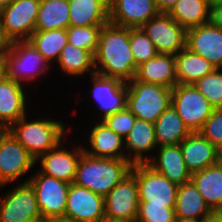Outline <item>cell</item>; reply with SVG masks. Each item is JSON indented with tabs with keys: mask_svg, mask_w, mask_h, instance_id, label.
<instances>
[{
	"mask_svg": "<svg viewBox=\"0 0 222 222\" xmlns=\"http://www.w3.org/2000/svg\"><path fill=\"white\" fill-rule=\"evenodd\" d=\"M97 74L129 82L135 78L137 67L130 48V28L111 23L102 26L94 55Z\"/></svg>",
	"mask_w": 222,
	"mask_h": 222,
	"instance_id": "cell-1",
	"label": "cell"
},
{
	"mask_svg": "<svg viewBox=\"0 0 222 222\" xmlns=\"http://www.w3.org/2000/svg\"><path fill=\"white\" fill-rule=\"evenodd\" d=\"M131 167L126 159L96 158L83 152L73 183L105 197L130 174Z\"/></svg>",
	"mask_w": 222,
	"mask_h": 222,
	"instance_id": "cell-2",
	"label": "cell"
},
{
	"mask_svg": "<svg viewBox=\"0 0 222 222\" xmlns=\"http://www.w3.org/2000/svg\"><path fill=\"white\" fill-rule=\"evenodd\" d=\"M26 116L15 122L8 131L37 160L63 141L65 125L61 121L48 118L28 122Z\"/></svg>",
	"mask_w": 222,
	"mask_h": 222,
	"instance_id": "cell-3",
	"label": "cell"
},
{
	"mask_svg": "<svg viewBox=\"0 0 222 222\" xmlns=\"http://www.w3.org/2000/svg\"><path fill=\"white\" fill-rule=\"evenodd\" d=\"M172 88L137 81L127 82L126 107L137 119L155 123L171 105Z\"/></svg>",
	"mask_w": 222,
	"mask_h": 222,
	"instance_id": "cell-4",
	"label": "cell"
},
{
	"mask_svg": "<svg viewBox=\"0 0 222 222\" xmlns=\"http://www.w3.org/2000/svg\"><path fill=\"white\" fill-rule=\"evenodd\" d=\"M4 58L7 77L22 85L25 81H33L51 68L29 40L11 42Z\"/></svg>",
	"mask_w": 222,
	"mask_h": 222,
	"instance_id": "cell-5",
	"label": "cell"
},
{
	"mask_svg": "<svg viewBox=\"0 0 222 222\" xmlns=\"http://www.w3.org/2000/svg\"><path fill=\"white\" fill-rule=\"evenodd\" d=\"M130 173L138 185L139 202L175 207L178 186L147 163L133 164Z\"/></svg>",
	"mask_w": 222,
	"mask_h": 222,
	"instance_id": "cell-6",
	"label": "cell"
},
{
	"mask_svg": "<svg viewBox=\"0 0 222 222\" xmlns=\"http://www.w3.org/2000/svg\"><path fill=\"white\" fill-rule=\"evenodd\" d=\"M171 105L190 132H199L214 109L193 84L174 86Z\"/></svg>",
	"mask_w": 222,
	"mask_h": 222,
	"instance_id": "cell-7",
	"label": "cell"
},
{
	"mask_svg": "<svg viewBox=\"0 0 222 222\" xmlns=\"http://www.w3.org/2000/svg\"><path fill=\"white\" fill-rule=\"evenodd\" d=\"M34 188L42 220L64 218L70 183L36 171L28 180Z\"/></svg>",
	"mask_w": 222,
	"mask_h": 222,
	"instance_id": "cell-8",
	"label": "cell"
},
{
	"mask_svg": "<svg viewBox=\"0 0 222 222\" xmlns=\"http://www.w3.org/2000/svg\"><path fill=\"white\" fill-rule=\"evenodd\" d=\"M40 0H15L0 9V25L11 41L28 40L35 31Z\"/></svg>",
	"mask_w": 222,
	"mask_h": 222,
	"instance_id": "cell-9",
	"label": "cell"
},
{
	"mask_svg": "<svg viewBox=\"0 0 222 222\" xmlns=\"http://www.w3.org/2000/svg\"><path fill=\"white\" fill-rule=\"evenodd\" d=\"M34 188L21 182L0 199V222H42Z\"/></svg>",
	"mask_w": 222,
	"mask_h": 222,
	"instance_id": "cell-10",
	"label": "cell"
},
{
	"mask_svg": "<svg viewBox=\"0 0 222 222\" xmlns=\"http://www.w3.org/2000/svg\"><path fill=\"white\" fill-rule=\"evenodd\" d=\"M141 29L154 43L158 54L176 55L186 47L187 30L168 13L160 12Z\"/></svg>",
	"mask_w": 222,
	"mask_h": 222,
	"instance_id": "cell-11",
	"label": "cell"
},
{
	"mask_svg": "<svg viewBox=\"0 0 222 222\" xmlns=\"http://www.w3.org/2000/svg\"><path fill=\"white\" fill-rule=\"evenodd\" d=\"M36 160L8 130H0V188L35 166Z\"/></svg>",
	"mask_w": 222,
	"mask_h": 222,
	"instance_id": "cell-12",
	"label": "cell"
},
{
	"mask_svg": "<svg viewBox=\"0 0 222 222\" xmlns=\"http://www.w3.org/2000/svg\"><path fill=\"white\" fill-rule=\"evenodd\" d=\"M105 219L136 221L139 192L135 177L130 173L105 197Z\"/></svg>",
	"mask_w": 222,
	"mask_h": 222,
	"instance_id": "cell-13",
	"label": "cell"
},
{
	"mask_svg": "<svg viewBox=\"0 0 222 222\" xmlns=\"http://www.w3.org/2000/svg\"><path fill=\"white\" fill-rule=\"evenodd\" d=\"M64 218L73 222H102L105 219L104 197L71 183Z\"/></svg>",
	"mask_w": 222,
	"mask_h": 222,
	"instance_id": "cell-14",
	"label": "cell"
},
{
	"mask_svg": "<svg viewBox=\"0 0 222 222\" xmlns=\"http://www.w3.org/2000/svg\"><path fill=\"white\" fill-rule=\"evenodd\" d=\"M159 13L155 0H109V23L119 27L141 28Z\"/></svg>",
	"mask_w": 222,
	"mask_h": 222,
	"instance_id": "cell-15",
	"label": "cell"
},
{
	"mask_svg": "<svg viewBox=\"0 0 222 222\" xmlns=\"http://www.w3.org/2000/svg\"><path fill=\"white\" fill-rule=\"evenodd\" d=\"M92 79V96L99 110H102L99 120L126 108L127 83L117 78L105 77L94 73Z\"/></svg>",
	"mask_w": 222,
	"mask_h": 222,
	"instance_id": "cell-16",
	"label": "cell"
},
{
	"mask_svg": "<svg viewBox=\"0 0 222 222\" xmlns=\"http://www.w3.org/2000/svg\"><path fill=\"white\" fill-rule=\"evenodd\" d=\"M64 144L61 142L56 148L41 155L36 163L40 162L41 173L71 184L74 182L77 164L84 151L82 147L66 150Z\"/></svg>",
	"mask_w": 222,
	"mask_h": 222,
	"instance_id": "cell-17",
	"label": "cell"
},
{
	"mask_svg": "<svg viewBox=\"0 0 222 222\" xmlns=\"http://www.w3.org/2000/svg\"><path fill=\"white\" fill-rule=\"evenodd\" d=\"M186 47L222 68V30L210 22L187 30Z\"/></svg>",
	"mask_w": 222,
	"mask_h": 222,
	"instance_id": "cell-18",
	"label": "cell"
},
{
	"mask_svg": "<svg viewBox=\"0 0 222 222\" xmlns=\"http://www.w3.org/2000/svg\"><path fill=\"white\" fill-rule=\"evenodd\" d=\"M181 152L192 175L220 161V150L199 132H191L181 143Z\"/></svg>",
	"mask_w": 222,
	"mask_h": 222,
	"instance_id": "cell-19",
	"label": "cell"
},
{
	"mask_svg": "<svg viewBox=\"0 0 222 222\" xmlns=\"http://www.w3.org/2000/svg\"><path fill=\"white\" fill-rule=\"evenodd\" d=\"M24 87L8 77L0 82V130H8L26 115Z\"/></svg>",
	"mask_w": 222,
	"mask_h": 222,
	"instance_id": "cell-20",
	"label": "cell"
},
{
	"mask_svg": "<svg viewBox=\"0 0 222 222\" xmlns=\"http://www.w3.org/2000/svg\"><path fill=\"white\" fill-rule=\"evenodd\" d=\"M126 160L132 165L147 163L151 158L146 156V152L158 148L155 136L154 123L136 119L133 127L124 139ZM145 156H144V154Z\"/></svg>",
	"mask_w": 222,
	"mask_h": 222,
	"instance_id": "cell-21",
	"label": "cell"
},
{
	"mask_svg": "<svg viewBox=\"0 0 222 222\" xmlns=\"http://www.w3.org/2000/svg\"><path fill=\"white\" fill-rule=\"evenodd\" d=\"M88 137L91 148L89 150L83 147V151L88 155L96 158L126 159L124 139L102 120L95 123Z\"/></svg>",
	"mask_w": 222,
	"mask_h": 222,
	"instance_id": "cell-22",
	"label": "cell"
},
{
	"mask_svg": "<svg viewBox=\"0 0 222 222\" xmlns=\"http://www.w3.org/2000/svg\"><path fill=\"white\" fill-rule=\"evenodd\" d=\"M158 149V155L147 162L150 167L177 185L191 180V174L184 163L180 144L161 146Z\"/></svg>",
	"mask_w": 222,
	"mask_h": 222,
	"instance_id": "cell-23",
	"label": "cell"
},
{
	"mask_svg": "<svg viewBox=\"0 0 222 222\" xmlns=\"http://www.w3.org/2000/svg\"><path fill=\"white\" fill-rule=\"evenodd\" d=\"M135 79L173 88L177 85L174 55L157 54L153 59L137 67Z\"/></svg>",
	"mask_w": 222,
	"mask_h": 222,
	"instance_id": "cell-24",
	"label": "cell"
},
{
	"mask_svg": "<svg viewBox=\"0 0 222 222\" xmlns=\"http://www.w3.org/2000/svg\"><path fill=\"white\" fill-rule=\"evenodd\" d=\"M69 26H104L109 23V0H68Z\"/></svg>",
	"mask_w": 222,
	"mask_h": 222,
	"instance_id": "cell-25",
	"label": "cell"
},
{
	"mask_svg": "<svg viewBox=\"0 0 222 222\" xmlns=\"http://www.w3.org/2000/svg\"><path fill=\"white\" fill-rule=\"evenodd\" d=\"M198 192L213 212H222V161L191 175Z\"/></svg>",
	"mask_w": 222,
	"mask_h": 222,
	"instance_id": "cell-26",
	"label": "cell"
},
{
	"mask_svg": "<svg viewBox=\"0 0 222 222\" xmlns=\"http://www.w3.org/2000/svg\"><path fill=\"white\" fill-rule=\"evenodd\" d=\"M177 84H194L216 68L204 57L187 47L175 56Z\"/></svg>",
	"mask_w": 222,
	"mask_h": 222,
	"instance_id": "cell-27",
	"label": "cell"
},
{
	"mask_svg": "<svg viewBox=\"0 0 222 222\" xmlns=\"http://www.w3.org/2000/svg\"><path fill=\"white\" fill-rule=\"evenodd\" d=\"M213 213L192 180L178 186L175 206L176 218L204 219Z\"/></svg>",
	"mask_w": 222,
	"mask_h": 222,
	"instance_id": "cell-28",
	"label": "cell"
},
{
	"mask_svg": "<svg viewBox=\"0 0 222 222\" xmlns=\"http://www.w3.org/2000/svg\"><path fill=\"white\" fill-rule=\"evenodd\" d=\"M157 147L179 145L191 132L170 105L154 123Z\"/></svg>",
	"mask_w": 222,
	"mask_h": 222,
	"instance_id": "cell-29",
	"label": "cell"
},
{
	"mask_svg": "<svg viewBox=\"0 0 222 222\" xmlns=\"http://www.w3.org/2000/svg\"><path fill=\"white\" fill-rule=\"evenodd\" d=\"M69 19L68 0H40L35 30L67 29Z\"/></svg>",
	"mask_w": 222,
	"mask_h": 222,
	"instance_id": "cell-30",
	"label": "cell"
},
{
	"mask_svg": "<svg viewBox=\"0 0 222 222\" xmlns=\"http://www.w3.org/2000/svg\"><path fill=\"white\" fill-rule=\"evenodd\" d=\"M167 13L188 30L209 22L210 7L207 0H179Z\"/></svg>",
	"mask_w": 222,
	"mask_h": 222,
	"instance_id": "cell-31",
	"label": "cell"
},
{
	"mask_svg": "<svg viewBox=\"0 0 222 222\" xmlns=\"http://www.w3.org/2000/svg\"><path fill=\"white\" fill-rule=\"evenodd\" d=\"M61 71L69 76H83L96 73L94 65V55L84 49L77 48L67 42L62 49L60 57L56 62Z\"/></svg>",
	"mask_w": 222,
	"mask_h": 222,
	"instance_id": "cell-32",
	"label": "cell"
},
{
	"mask_svg": "<svg viewBox=\"0 0 222 222\" xmlns=\"http://www.w3.org/2000/svg\"><path fill=\"white\" fill-rule=\"evenodd\" d=\"M28 40L50 64L58 61L62 49L67 44V30H35Z\"/></svg>",
	"mask_w": 222,
	"mask_h": 222,
	"instance_id": "cell-33",
	"label": "cell"
},
{
	"mask_svg": "<svg viewBox=\"0 0 222 222\" xmlns=\"http://www.w3.org/2000/svg\"><path fill=\"white\" fill-rule=\"evenodd\" d=\"M101 29L102 26H69L66 29L68 43L95 55Z\"/></svg>",
	"mask_w": 222,
	"mask_h": 222,
	"instance_id": "cell-34",
	"label": "cell"
},
{
	"mask_svg": "<svg viewBox=\"0 0 222 222\" xmlns=\"http://www.w3.org/2000/svg\"><path fill=\"white\" fill-rule=\"evenodd\" d=\"M193 85L206 97L214 109L222 107V68L215 69Z\"/></svg>",
	"mask_w": 222,
	"mask_h": 222,
	"instance_id": "cell-35",
	"label": "cell"
},
{
	"mask_svg": "<svg viewBox=\"0 0 222 222\" xmlns=\"http://www.w3.org/2000/svg\"><path fill=\"white\" fill-rule=\"evenodd\" d=\"M130 48L136 67L148 62L158 54L154 43L141 28H130Z\"/></svg>",
	"mask_w": 222,
	"mask_h": 222,
	"instance_id": "cell-36",
	"label": "cell"
},
{
	"mask_svg": "<svg viewBox=\"0 0 222 222\" xmlns=\"http://www.w3.org/2000/svg\"><path fill=\"white\" fill-rule=\"evenodd\" d=\"M175 207L139 202L136 222H175Z\"/></svg>",
	"mask_w": 222,
	"mask_h": 222,
	"instance_id": "cell-37",
	"label": "cell"
},
{
	"mask_svg": "<svg viewBox=\"0 0 222 222\" xmlns=\"http://www.w3.org/2000/svg\"><path fill=\"white\" fill-rule=\"evenodd\" d=\"M136 119V116L126 107L105 117L102 121L117 135L125 139Z\"/></svg>",
	"mask_w": 222,
	"mask_h": 222,
	"instance_id": "cell-38",
	"label": "cell"
},
{
	"mask_svg": "<svg viewBox=\"0 0 222 222\" xmlns=\"http://www.w3.org/2000/svg\"><path fill=\"white\" fill-rule=\"evenodd\" d=\"M199 133L218 150L222 148V107L215 108Z\"/></svg>",
	"mask_w": 222,
	"mask_h": 222,
	"instance_id": "cell-39",
	"label": "cell"
},
{
	"mask_svg": "<svg viewBox=\"0 0 222 222\" xmlns=\"http://www.w3.org/2000/svg\"><path fill=\"white\" fill-rule=\"evenodd\" d=\"M209 22L222 30V4L210 7Z\"/></svg>",
	"mask_w": 222,
	"mask_h": 222,
	"instance_id": "cell-40",
	"label": "cell"
},
{
	"mask_svg": "<svg viewBox=\"0 0 222 222\" xmlns=\"http://www.w3.org/2000/svg\"><path fill=\"white\" fill-rule=\"evenodd\" d=\"M11 41L6 37L3 28L0 25V58H4L9 51Z\"/></svg>",
	"mask_w": 222,
	"mask_h": 222,
	"instance_id": "cell-41",
	"label": "cell"
},
{
	"mask_svg": "<svg viewBox=\"0 0 222 222\" xmlns=\"http://www.w3.org/2000/svg\"><path fill=\"white\" fill-rule=\"evenodd\" d=\"M178 1L179 0H155V3L160 12L167 13Z\"/></svg>",
	"mask_w": 222,
	"mask_h": 222,
	"instance_id": "cell-42",
	"label": "cell"
},
{
	"mask_svg": "<svg viewBox=\"0 0 222 222\" xmlns=\"http://www.w3.org/2000/svg\"><path fill=\"white\" fill-rule=\"evenodd\" d=\"M203 222H222V212H214L203 219Z\"/></svg>",
	"mask_w": 222,
	"mask_h": 222,
	"instance_id": "cell-43",
	"label": "cell"
},
{
	"mask_svg": "<svg viewBox=\"0 0 222 222\" xmlns=\"http://www.w3.org/2000/svg\"><path fill=\"white\" fill-rule=\"evenodd\" d=\"M7 77L5 58H0V82Z\"/></svg>",
	"mask_w": 222,
	"mask_h": 222,
	"instance_id": "cell-44",
	"label": "cell"
},
{
	"mask_svg": "<svg viewBox=\"0 0 222 222\" xmlns=\"http://www.w3.org/2000/svg\"><path fill=\"white\" fill-rule=\"evenodd\" d=\"M175 222H203V219L194 218H176Z\"/></svg>",
	"mask_w": 222,
	"mask_h": 222,
	"instance_id": "cell-45",
	"label": "cell"
},
{
	"mask_svg": "<svg viewBox=\"0 0 222 222\" xmlns=\"http://www.w3.org/2000/svg\"><path fill=\"white\" fill-rule=\"evenodd\" d=\"M42 222H73V221L67 220L65 218H53V219L43 220Z\"/></svg>",
	"mask_w": 222,
	"mask_h": 222,
	"instance_id": "cell-46",
	"label": "cell"
},
{
	"mask_svg": "<svg viewBox=\"0 0 222 222\" xmlns=\"http://www.w3.org/2000/svg\"><path fill=\"white\" fill-rule=\"evenodd\" d=\"M15 0H0V9L9 6L11 3H13Z\"/></svg>",
	"mask_w": 222,
	"mask_h": 222,
	"instance_id": "cell-47",
	"label": "cell"
},
{
	"mask_svg": "<svg viewBox=\"0 0 222 222\" xmlns=\"http://www.w3.org/2000/svg\"><path fill=\"white\" fill-rule=\"evenodd\" d=\"M209 7H212L217 4H222V0H207Z\"/></svg>",
	"mask_w": 222,
	"mask_h": 222,
	"instance_id": "cell-48",
	"label": "cell"
},
{
	"mask_svg": "<svg viewBox=\"0 0 222 222\" xmlns=\"http://www.w3.org/2000/svg\"><path fill=\"white\" fill-rule=\"evenodd\" d=\"M102 222H136V221H119V220L104 219Z\"/></svg>",
	"mask_w": 222,
	"mask_h": 222,
	"instance_id": "cell-49",
	"label": "cell"
},
{
	"mask_svg": "<svg viewBox=\"0 0 222 222\" xmlns=\"http://www.w3.org/2000/svg\"><path fill=\"white\" fill-rule=\"evenodd\" d=\"M220 160L222 161V148L220 150Z\"/></svg>",
	"mask_w": 222,
	"mask_h": 222,
	"instance_id": "cell-50",
	"label": "cell"
}]
</instances>
